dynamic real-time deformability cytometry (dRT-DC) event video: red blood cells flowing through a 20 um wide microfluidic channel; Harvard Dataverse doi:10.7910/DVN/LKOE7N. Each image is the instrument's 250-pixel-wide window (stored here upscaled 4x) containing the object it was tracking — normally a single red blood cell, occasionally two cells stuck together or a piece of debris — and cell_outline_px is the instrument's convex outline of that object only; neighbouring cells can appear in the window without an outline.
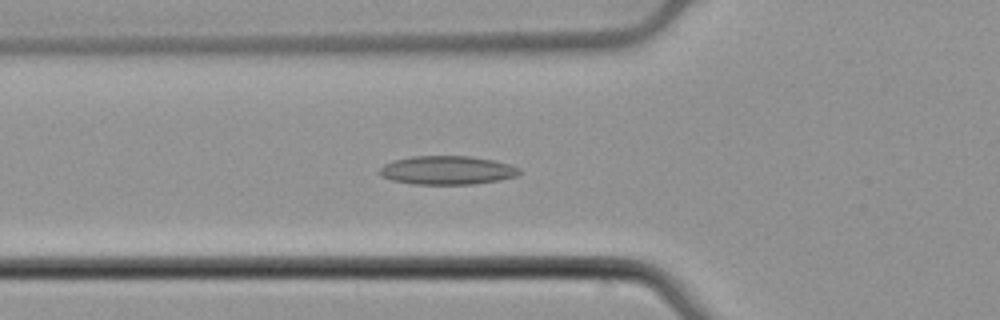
{"species": "common noctule bat (a hibernating species)", "species_latin": "Nyctalus noctula", "temperature_condition": "cold", "stored_images_in_passage": 53, "camera_frame_rate_fps": 3000, "um_per_image_px": 0.085, "animal": {"sex": "male", "body_mass_g": 21.5, "forearm_length_mm": 52.0}, "frame": {"image": 1, "passage_image": 18, "time_ms": 5.667, "image_size_px": [1000, 320], "cell_outline_px": [[520, 172], [516, 176], [500, 180], [472, 184], [412, 184], [392, 180], [380, 176], [376, 172], [384, 164], [392, 160], [412, 156], [468, 156], [492, 160], [508, 164], [520, 168]], "centroid_in_image_um": [37.95, 14.47], "position_along_channel_um": 87.9, "area_um2": 23.41}}
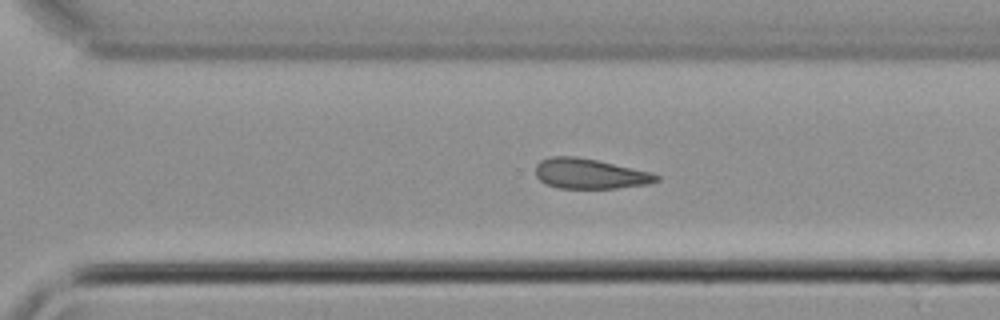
{"frame": {"image": 2, "passage_image": 36, "time_ms": 11.667, "image_size_px": [1000, 320], "cell_outline_px": [[660, 180], [648, 184], [616, 188], [560, 188], [544, 184], [536, 176], [536, 164], [540, 160], [552, 156], [576, 156], [596, 160], [648, 172], [660, 176]], "centroid_in_image_um": [50.08, 14.77], "position_along_channel_um": 320.5, "area_um2": 21.04}}
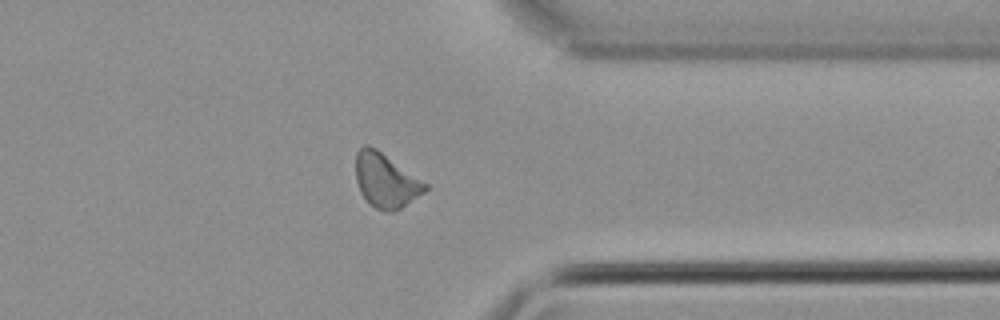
{"frame": {"image": 3, "passage_image": 41, "time_ms": 13.333, "image_size_px": [1000, 320], "cell_outline_px": [[428, 188], [424, 192], [400, 208], [392, 212], [388, 212], [376, 208], [368, 204], [360, 192], [356, 180], [356, 152], [364, 144], [368, 144], [376, 148], [428, 184]], "centroid_in_image_um": [32.76, 15.33], "position_along_channel_um": 378.6, "area_um2": 21.85}}